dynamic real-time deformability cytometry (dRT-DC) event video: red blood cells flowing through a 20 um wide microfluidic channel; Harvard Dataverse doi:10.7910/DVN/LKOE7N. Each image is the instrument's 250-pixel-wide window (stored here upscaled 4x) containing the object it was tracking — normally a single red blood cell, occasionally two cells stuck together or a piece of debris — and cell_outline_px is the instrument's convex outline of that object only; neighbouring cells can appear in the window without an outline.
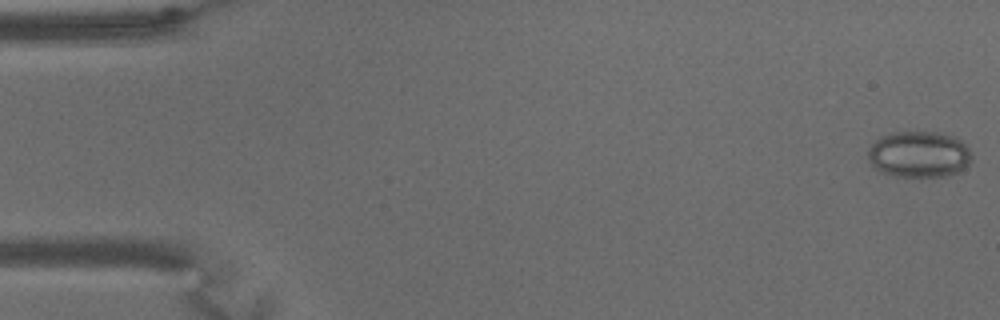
{"species": "common noctule bat (a hibernating species)", "species_latin": "Nyctalus noctula", "temperature_condition": "warm", "stored_images_in_passage": 66, "camera_frame_rate_fps": 3000, "um_per_image_px": 0.085, "animal": {"sex": "male", "body_mass_g": 15.6}, "frame": {"image": 1, "passage_image": 1, "time_ms": 0.0, "image_size_px": [1000, 320], "cell_outline_px": [[972, 160], [964, 168], [948, 176], [896, 176], [884, 172], [876, 168], [868, 160], [868, 148], [880, 136], [892, 132], [936, 132], [956, 136], [968, 148], [972, 156]], "centroid_in_image_um": [78.12, 13.1], "position_along_channel_um": 6.9, "area_um2": 27.92}}
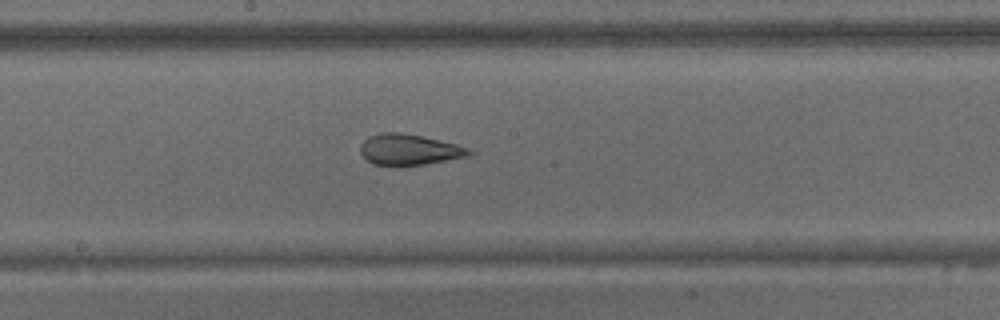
{"frame": {"image": 2, "passage_image": 35, "time_ms": 11.333, "image_size_px": [1000, 320], "cell_outline_px": [[476, 152], [468, 156], [404, 168], [372, 164], [360, 152], [360, 144], [368, 136], [380, 132], [404, 132], [440, 140], [456, 144]], "centroid_in_image_um": [34.74, 12.74], "position_along_channel_um": 213.5, "area_um2": 20.11}}
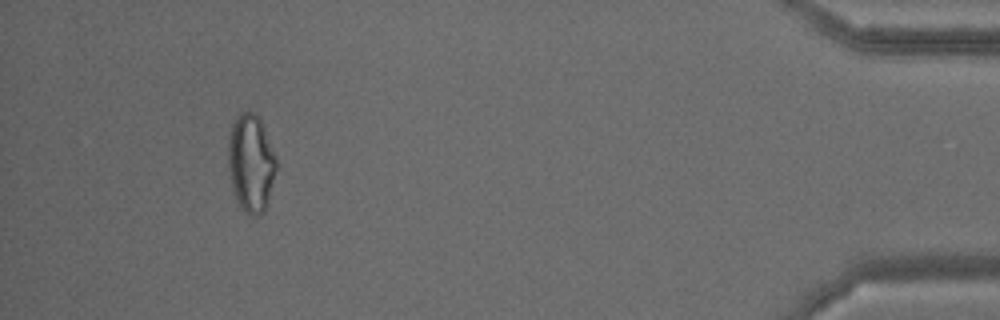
{"frame": {"image": 3, "passage_image": 61, "time_ms": 20.0, "image_size_px": [1000, 320], "cell_outline_px": [[276, 168], [268, 204], [264, 212], [260, 216], [248, 216], [240, 208], [232, 188], [228, 168], [228, 140], [232, 124], [236, 116], [240, 112], [256, 112], [260, 116], [276, 156]], "centroid_in_image_um": [21.33, 13.87], "position_along_channel_um": 413.9, "area_um2": 27.98}, "authors_computed_cell_mechanics": {"area_um2": 24.3916, "velocity_mm_per_s": 3.0728, "shape_relaxation_time_tau1_ms": null, "shape_relaxation_time_tau2_ms": 2.0077, "deformation_change_tau1": null, "deformation_change_tau2": 0.0987}}